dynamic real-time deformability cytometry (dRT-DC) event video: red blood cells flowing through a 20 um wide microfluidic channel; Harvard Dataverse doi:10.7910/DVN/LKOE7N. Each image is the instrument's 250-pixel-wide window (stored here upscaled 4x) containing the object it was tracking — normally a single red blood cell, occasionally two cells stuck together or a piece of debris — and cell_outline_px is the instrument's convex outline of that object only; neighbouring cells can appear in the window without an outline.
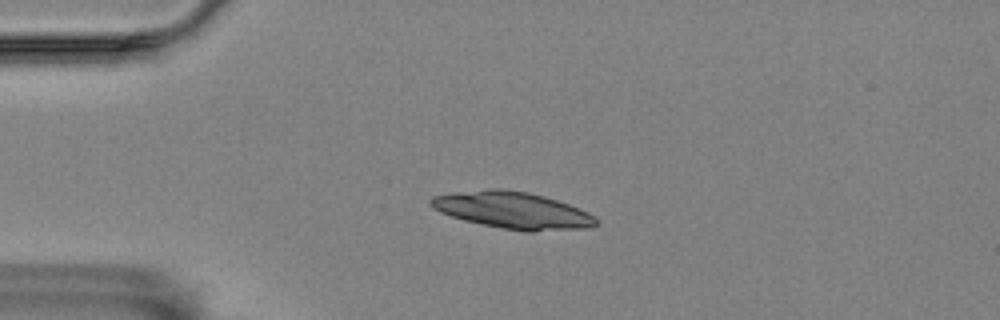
{"species": "Egyptian fruit bat (a non-hibernating species)", "species_latin": "Rousettus aegyptiacus", "temperature_condition": "room temperature", "stored_images_in_passage": 45, "camera_frame_rate_fps": 3000, "um_per_image_px": 0.085, "animal": {"sex": "female"}, "frame": {"image": 1, "passage_image": 2, "time_ms": 0.333, "image_size_px": [1000, 320], "cell_outline_px": [[600, 224], [588, 228], [532, 232], [524, 232], [480, 224], [464, 220], [440, 212], [432, 208], [428, 204], [428, 200], [432, 196], [452, 192], [488, 188], [500, 188], [528, 192], [544, 196], [568, 204], [588, 212], [596, 216], [600, 220]], "centroid_in_image_um": [43.58, 17.87], "position_along_channel_um": 41.4, "area_um2": 36.01}}
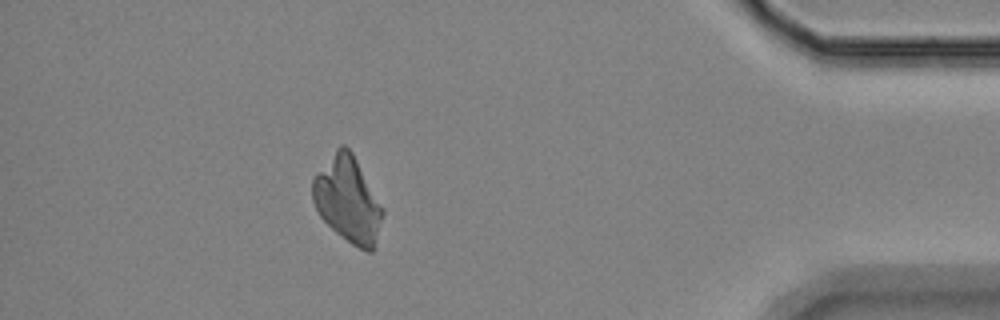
{"frame": {"image": 2, "passage_image": 39, "time_ms": 12.667, "image_size_px": [1000, 320], "cell_outline_px": [[384, 212], [372, 252], [368, 252], [352, 244], [336, 232], [320, 216], [312, 200], [312, 180], [316, 172], [336, 148], [340, 144], [344, 144], [352, 152], [384, 208]], "centroid_in_image_um": [29.54, 16.94], "position_along_channel_um": 405.7, "area_um2": 34.74}}